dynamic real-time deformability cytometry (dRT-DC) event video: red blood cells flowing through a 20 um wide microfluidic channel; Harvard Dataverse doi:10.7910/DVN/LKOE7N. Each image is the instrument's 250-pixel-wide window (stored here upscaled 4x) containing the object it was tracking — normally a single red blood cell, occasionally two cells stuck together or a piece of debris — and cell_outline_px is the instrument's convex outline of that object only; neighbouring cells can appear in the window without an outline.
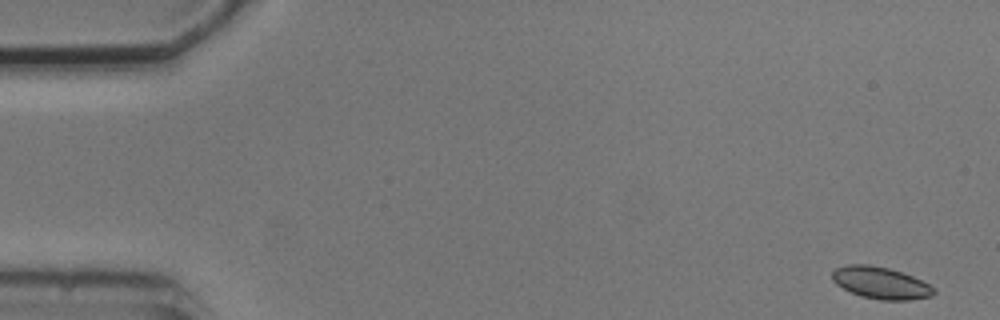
{"species": "common noctule bat (a hibernating species)", "species_latin": "Nyctalus noctula", "temperature_condition": "cold", "stored_images_in_passage": 5, "camera_frame_rate_fps": 3000, "um_per_image_px": 0.085, "animal": {"sex": "male", "body_mass_g": 20.5, "forearm_length_mm": 52.5}, "frame": {"image": 1, "passage_image": 1, "time_ms": 0.0, "image_size_px": [1000, 320], "cell_outline_px": [[936, 292], [932, 296], [908, 300], [880, 300], [860, 296], [836, 284], [832, 280], [832, 272], [836, 268], [848, 264], [868, 264], [888, 268], [912, 276], [936, 288]], "centroid_in_image_um": [74.86, 24.05], "position_along_channel_um": 10.1, "area_um2": 18.84}}